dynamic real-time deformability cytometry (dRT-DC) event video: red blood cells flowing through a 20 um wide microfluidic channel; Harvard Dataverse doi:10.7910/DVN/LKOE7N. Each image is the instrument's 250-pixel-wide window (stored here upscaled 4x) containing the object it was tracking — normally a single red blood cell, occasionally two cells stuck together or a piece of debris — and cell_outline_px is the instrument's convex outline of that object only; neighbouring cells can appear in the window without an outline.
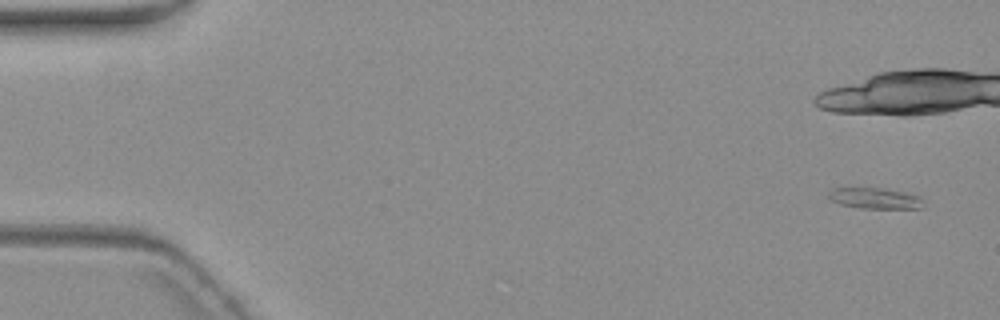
{"species": "common noctule bat (a hibernating species)", "species_latin": "Nyctalus noctula", "temperature_condition": "warm", "stored_images_in_passage": 7, "camera_frame_rate_fps": 3000, "um_per_image_px": 0.085, "animal": {"sex": "female", "body_mass_g": 19.3, "forearm_length_mm": 54.1}, "frame": {"image": 1, "passage_image": 1, "time_ms": 0.0, "image_size_px": [1000, 320], "cell_outline_px": [[924, 208], [860, 208], [840, 204], [832, 200], [828, 196], [828, 192], [832, 188], [884, 188], [904, 192], [920, 196], [924, 204]], "centroid_in_image_um": [74.39, 16.85], "position_along_channel_um": 10.6, "area_um2": 11.56}}